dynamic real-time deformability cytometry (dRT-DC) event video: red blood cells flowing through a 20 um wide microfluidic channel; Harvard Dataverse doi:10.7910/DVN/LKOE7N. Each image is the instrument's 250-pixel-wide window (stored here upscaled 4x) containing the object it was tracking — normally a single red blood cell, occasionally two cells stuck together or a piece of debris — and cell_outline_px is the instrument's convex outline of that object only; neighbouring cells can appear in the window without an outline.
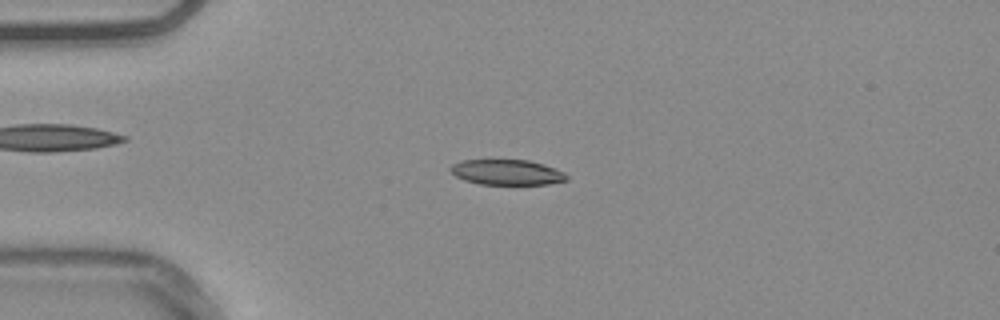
{"species": "common noctule bat (a hibernating species)", "species_latin": "Nyctalus noctula", "temperature_condition": "warm", "stored_images_in_passage": 53, "camera_frame_rate_fps": 3000, "um_per_image_px": 0.085, "animal": {"sex": "male", "body_mass_g": 20.4}, "frame": {"image": 1, "passage_image": 13, "time_ms": 4.0, "image_size_px": [1000, 320], "cell_outline_px": [[568, 180], [548, 184], [480, 184], [464, 180], [456, 176], [448, 168], [452, 164], [460, 160], [528, 160], [544, 164], [564, 172], [568, 176]], "centroid_in_image_um": [43.08, 14.64], "position_along_channel_um": 41.9, "area_um2": 17.17}}
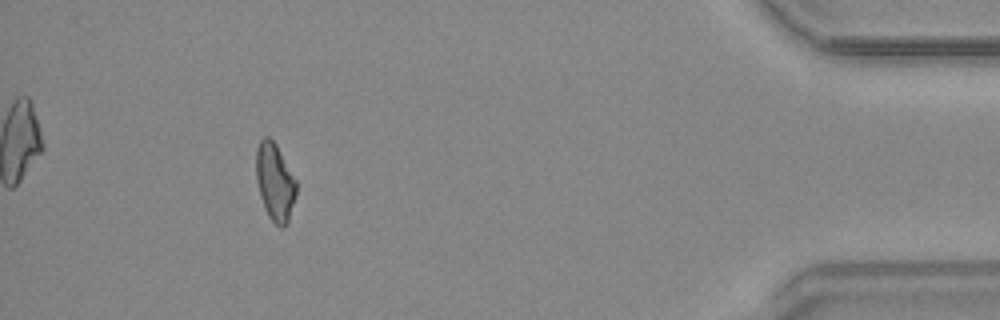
{"frame": {"image": 2, "passage_image": 49, "time_ms": 16.0, "image_size_px": [1000, 320], "cell_outline_px": [[296, 196], [288, 224], [284, 228], [280, 228], [268, 216], [264, 208], [260, 196], [256, 180], [256, 148], [260, 140], [264, 136], [268, 136], [276, 144], [296, 180]], "centroid_in_image_um": [23.36, 15.5], "position_along_channel_um": 411.8, "area_um2": 18.32}, "authors_computed_cell_mechanics": {"area_um2": 18.2648, "velocity_mm_per_s": 3.7788, "shape_relaxation_time_tau1_ms": 9.6198, "shape_relaxation_time_tau2_ms": null, "deformation_change_tau1": 0.2151, "deformation_change_tau2": null}}